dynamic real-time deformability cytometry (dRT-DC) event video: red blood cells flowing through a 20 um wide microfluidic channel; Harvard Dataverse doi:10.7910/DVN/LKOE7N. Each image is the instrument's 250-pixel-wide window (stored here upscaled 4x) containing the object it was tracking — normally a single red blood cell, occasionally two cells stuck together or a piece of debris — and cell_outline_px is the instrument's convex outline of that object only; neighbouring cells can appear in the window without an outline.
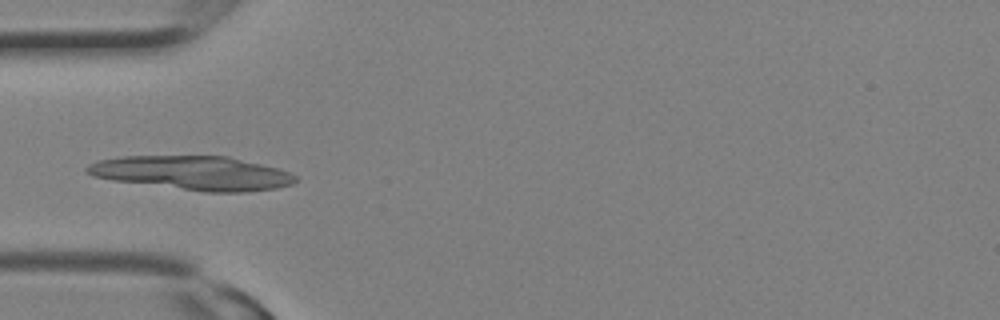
{"species": "Egyptian fruit bat (a non-hibernating species)", "species_latin": "Rousettus aegyptiacus", "temperature_condition": "room temperature", "stored_images_in_passage": 10, "camera_frame_rate_fps": 3000, "um_per_image_px": 0.085, "animal": {"sex": "female"}, "frame": {"image": 1, "passage_image": 9, "time_ms": 2.667, "image_size_px": [1000, 320], "cell_outline_px": [[296, 180], [292, 184], [276, 188], [248, 192], [204, 192], [112, 180], [92, 176], [84, 172], [84, 168], [88, 164], [100, 160], [120, 156], [228, 156], [280, 168], [296, 176]], "centroid_in_image_um": [16.37, 14.7], "position_along_channel_um": 68.6, "area_um2": 41.5}}